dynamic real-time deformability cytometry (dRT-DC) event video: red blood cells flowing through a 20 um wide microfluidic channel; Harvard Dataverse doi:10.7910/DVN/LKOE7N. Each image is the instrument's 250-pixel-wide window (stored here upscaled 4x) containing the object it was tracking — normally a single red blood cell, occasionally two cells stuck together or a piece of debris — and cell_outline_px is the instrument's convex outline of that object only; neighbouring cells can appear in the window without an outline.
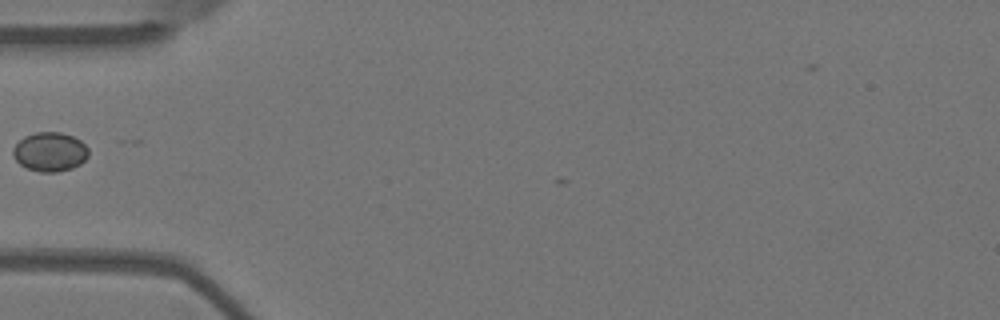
{"species": "Egyptian fruit bat (a non-hibernating species)", "species_latin": "Rousettus aegyptiacus", "temperature_condition": "warm", "stored_images_in_passage": 28, "camera_frame_rate_fps": 3000, "um_per_image_px": 0.085, "animal": {"sex": "female"}, "frame": {"image": 1, "passage_image": 1, "time_ms": 0.0, "image_size_px": [1000, 320], "cell_outline_px": [[88, 156], [80, 164], [72, 168], [56, 172], [40, 172], [28, 168], [20, 164], [12, 156], [12, 148], [24, 136], [36, 132], [60, 132], [72, 136], [80, 140], [88, 148]], "centroid_in_image_um": [4.23, 12.9], "position_along_channel_um": 80.8, "area_um2": 17.22}}
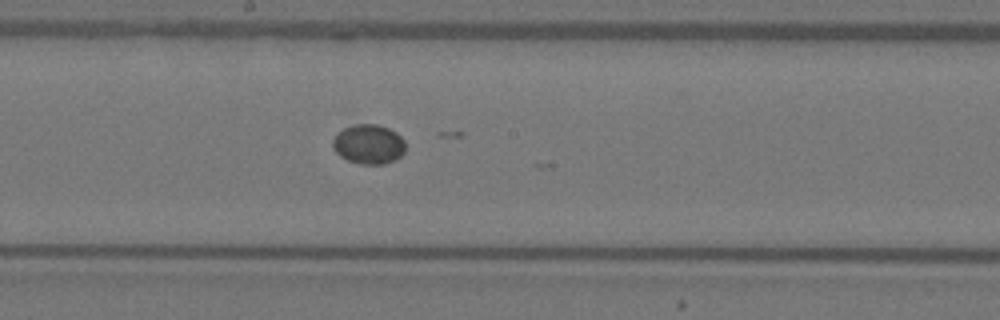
{"frame": {"image": 2, "passage_image": 12, "time_ms": 3.667, "image_size_px": [1000, 320], "cell_outline_px": [[404, 152], [400, 156], [384, 164], [360, 164], [348, 160], [340, 156], [332, 148], [332, 140], [344, 128], [352, 124], [376, 124], [388, 128], [396, 132], [404, 140]], "centroid_in_image_um": [31.32, 12.25], "position_along_channel_um": 216.9, "area_um2": 16.65}}
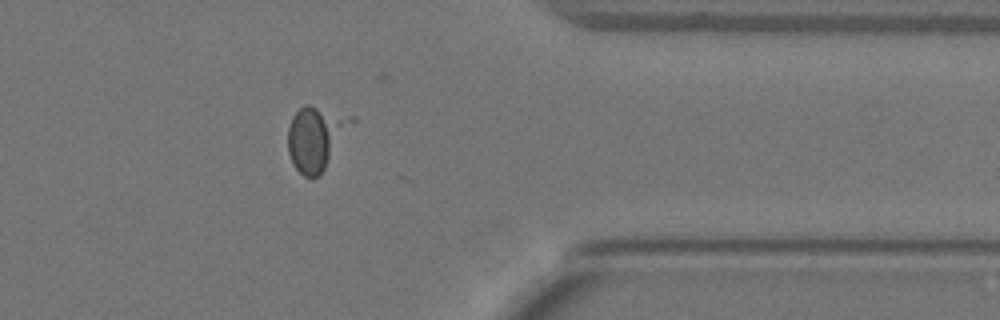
{"frame": {"image": 3, "passage_image": 27, "time_ms": 8.667, "image_size_px": [1000, 320], "cell_outline_px": [[356, 120], [320, 176], [312, 180], [304, 176], [296, 168], [288, 152], [288, 128], [292, 116], [304, 104], [308, 104], [356, 116]], "centroid_in_image_um": [26.89, 11.71], "position_along_channel_um": 384.5, "area_um2": 24.04}}